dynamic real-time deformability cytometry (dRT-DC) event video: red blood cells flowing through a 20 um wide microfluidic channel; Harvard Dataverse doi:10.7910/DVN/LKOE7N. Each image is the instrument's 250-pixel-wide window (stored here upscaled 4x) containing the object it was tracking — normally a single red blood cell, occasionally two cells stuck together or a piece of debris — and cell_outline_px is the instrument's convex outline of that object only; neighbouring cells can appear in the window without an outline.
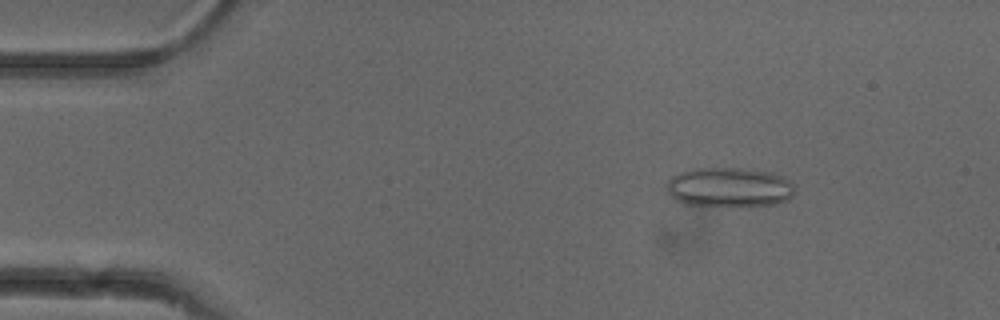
{"species": "common noctule bat (a hibernating species)", "species_latin": "Nyctalus noctula", "temperature_condition": "cold", "stored_images_in_passage": 51, "camera_frame_rate_fps": 3000, "um_per_image_px": 0.085, "animal": {"sex": "female"}, "frame": {"image": 1, "passage_image": 7, "time_ms": 2.0, "image_size_px": [1000, 320], "cell_outline_px": [[792, 196], [788, 200], [776, 204], [688, 204], [676, 200], [668, 192], [668, 180], [672, 176], [680, 172], [692, 168], [736, 168], [772, 172], [784, 176], [792, 184]], "centroid_in_image_um": [61.99, 15.87], "position_along_channel_um": 23.0, "area_um2": 28.73}}
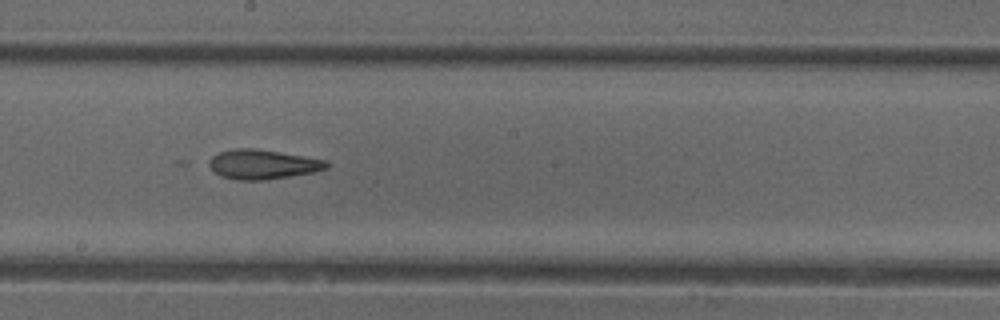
{"frame": {"image": 2, "passage_image": 28, "time_ms": 9.0, "image_size_px": [1000, 320], "cell_outline_px": [[328, 168], [312, 172], [264, 180], [236, 180], [220, 176], [204, 164], [204, 160], [220, 152], [236, 148], [256, 148], [328, 160]], "centroid_in_image_um": [22.24, 13.96], "position_along_channel_um": 226.0, "area_um2": 20.46}}
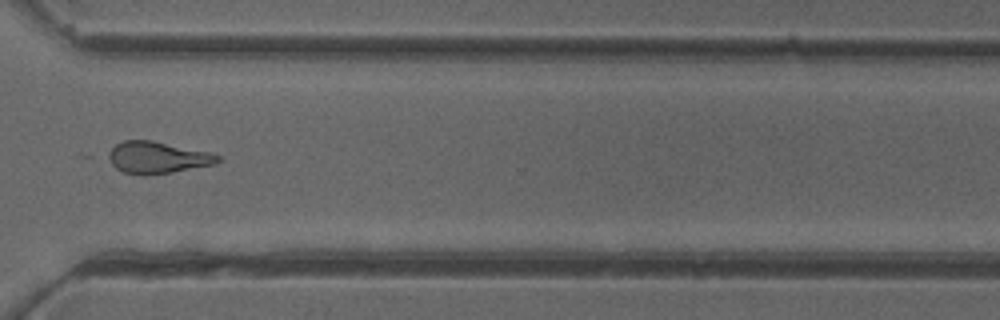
{"frame": {"image": 3, "passage_image": 38, "time_ms": 12.333, "image_size_px": [1000, 320], "cell_outline_px": [[224, 160], [216, 164], [172, 172], [124, 172], [116, 168], [104, 156], [116, 144], [124, 140], [152, 140], [212, 152], [220, 156]], "centroid_in_image_um": [13.43, 13.34], "position_along_channel_um": 357.2, "area_um2": 20.0}, "authors_computed_cell_mechanics": {"area_um2": 20.808, "velocity_mm_per_s": 3.954, "shape_relaxation_time_tau1_ms": null, "shape_relaxation_time_tau2_ms": 2.7268, "deformation_change_tau1": null, "deformation_change_tau2": 0.1055}}